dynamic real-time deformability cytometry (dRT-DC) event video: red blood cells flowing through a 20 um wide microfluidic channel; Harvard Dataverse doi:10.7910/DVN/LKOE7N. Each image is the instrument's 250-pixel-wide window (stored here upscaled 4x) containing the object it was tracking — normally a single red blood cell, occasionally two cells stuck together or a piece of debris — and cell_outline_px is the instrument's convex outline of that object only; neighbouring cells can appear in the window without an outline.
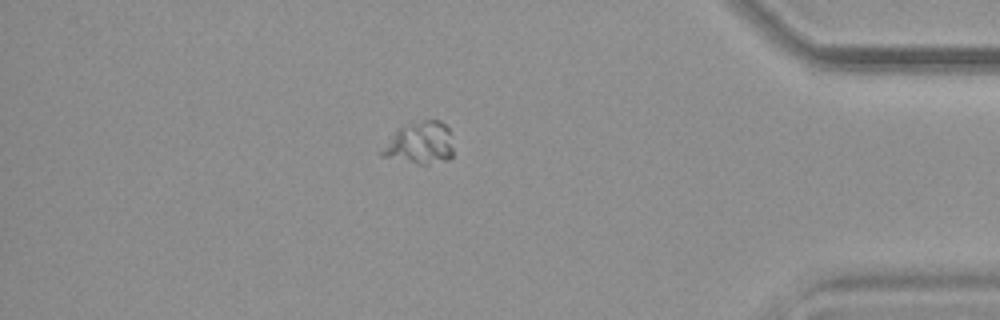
{"species": "common noctule bat (a hibernating species)", "species_latin": "Nyctalus noctula", "temperature_condition": "warm", "stored_images_in_passage": 43, "camera_frame_rate_fps": 3000, "um_per_image_px": 0.085, "animal": {"sex": "female", "body_mass_g": 19.9}, "frame": {"image": 1, "passage_image": 36, "time_ms": 11.667, "image_size_px": [1000, 320], "cell_outline_px": [[452, 156], [448, 160], [428, 164], [416, 164], [380, 156], [376, 152], [400, 128], [408, 124], [424, 120], [440, 120], [448, 128], [452, 148]], "centroid_in_image_um": [35.65, 12.19], "position_along_channel_um": 399.5, "area_um2": 17.57}}
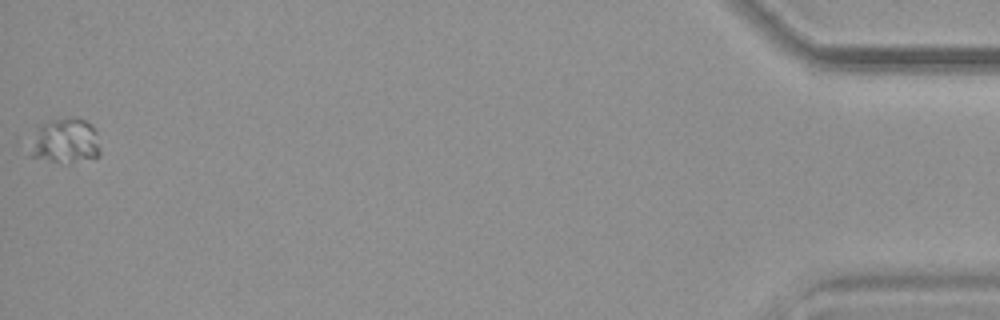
{"frame": {"image": 2, "passage_image": 43, "time_ms": 14.0, "image_size_px": [1000, 320], "cell_outline_px": [[100, 156], [72, 160], [52, 160], [32, 156], [32, 144], [40, 124], [48, 120], [84, 120], [92, 124], [96, 132], [100, 152]], "centroid_in_image_um": [5.59, 11.95], "position_along_channel_um": 429.6, "area_um2": 17.05}}